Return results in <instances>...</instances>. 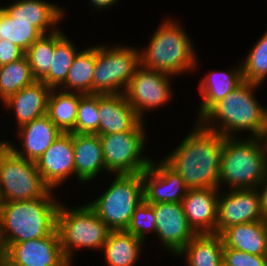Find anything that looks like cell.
Returning a JSON list of instances; mask_svg holds the SVG:
<instances>
[{"instance_id":"cell-1","label":"cell","mask_w":267,"mask_h":266,"mask_svg":"<svg viewBox=\"0 0 267 266\" xmlns=\"http://www.w3.org/2000/svg\"><path fill=\"white\" fill-rule=\"evenodd\" d=\"M193 131L163 161L188 189H219V172L225 137L196 121Z\"/></svg>"},{"instance_id":"cell-2","label":"cell","mask_w":267,"mask_h":266,"mask_svg":"<svg viewBox=\"0 0 267 266\" xmlns=\"http://www.w3.org/2000/svg\"><path fill=\"white\" fill-rule=\"evenodd\" d=\"M259 86L257 83L244 81L196 120L204 128L218 132L224 137H235L236 132L249 130L252 134L250 137L264 138L267 109L254 97L255 88Z\"/></svg>"},{"instance_id":"cell-3","label":"cell","mask_w":267,"mask_h":266,"mask_svg":"<svg viewBox=\"0 0 267 266\" xmlns=\"http://www.w3.org/2000/svg\"><path fill=\"white\" fill-rule=\"evenodd\" d=\"M50 189L43 197L2 203L0 209V253L10 244L43 238L56 230L60 202Z\"/></svg>"},{"instance_id":"cell-4","label":"cell","mask_w":267,"mask_h":266,"mask_svg":"<svg viewBox=\"0 0 267 266\" xmlns=\"http://www.w3.org/2000/svg\"><path fill=\"white\" fill-rule=\"evenodd\" d=\"M190 37L176 20L166 19L153 33L148 47L139 50L140 66L169 75L192 71L197 56Z\"/></svg>"},{"instance_id":"cell-5","label":"cell","mask_w":267,"mask_h":266,"mask_svg":"<svg viewBox=\"0 0 267 266\" xmlns=\"http://www.w3.org/2000/svg\"><path fill=\"white\" fill-rule=\"evenodd\" d=\"M267 171V144L264 138L225 137L219 172V189L257 188Z\"/></svg>"},{"instance_id":"cell-6","label":"cell","mask_w":267,"mask_h":266,"mask_svg":"<svg viewBox=\"0 0 267 266\" xmlns=\"http://www.w3.org/2000/svg\"><path fill=\"white\" fill-rule=\"evenodd\" d=\"M59 205L56 217V230L65 258L71 264L77 249L101 250L112 231L88 205L69 209Z\"/></svg>"},{"instance_id":"cell-7","label":"cell","mask_w":267,"mask_h":266,"mask_svg":"<svg viewBox=\"0 0 267 266\" xmlns=\"http://www.w3.org/2000/svg\"><path fill=\"white\" fill-rule=\"evenodd\" d=\"M143 201L141 173L115 174L106 191L87 204L112 231H122L127 229L135 209Z\"/></svg>"},{"instance_id":"cell-8","label":"cell","mask_w":267,"mask_h":266,"mask_svg":"<svg viewBox=\"0 0 267 266\" xmlns=\"http://www.w3.org/2000/svg\"><path fill=\"white\" fill-rule=\"evenodd\" d=\"M50 188L36 162L16 155L0 140V196L3 203L43 197Z\"/></svg>"},{"instance_id":"cell-9","label":"cell","mask_w":267,"mask_h":266,"mask_svg":"<svg viewBox=\"0 0 267 266\" xmlns=\"http://www.w3.org/2000/svg\"><path fill=\"white\" fill-rule=\"evenodd\" d=\"M139 66L138 48L96 45L92 94L124 93Z\"/></svg>"},{"instance_id":"cell-10","label":"cell","mask_w":267,"mask_h":266,"mask_svg":"<svg viewBox=\"0 0 267 266\" xmlns=\"http://www.w3.org/2000/svg\"><path fill=\"white\" fill-rule=\"evenodd\" d=\"M143 122L131 131L99 136L106 170L111 175L142 173L150 166L152 159L142 155L146 142Z\"/></svg>"},{"instance_id":"cell-11","label":"cell","mask_w":267,"mask_h":266,"mask_svg":"<svg viewBox=\"0 0 267 266\" xmlns=\"http://www.w3.org/2000/svg\"><path fill=\"white\" fill-rule=\"evenodd\" d=\"M170 77L172 76L167 73L142 66L136 69L124 94L142 121L145 110L163 106L171 99Z\"/></svg>"},{"instance_id":"cell-12","label":"cell","mask_w":267,"mask_h":266,"mask_svg":"<svg viewBox=\"0 0 267 266\" xmlns=\"http://www.w3.org/2000/svg\"><path fill=\"white\" fill-rule=\"evenodd\" d=\"M1 266H71L57 230L43 238L10 244L1 253Z\"/></svg>"},{"instance_id":"cell-13","label":"cell","mask_w":267,"mask_h":266,"mask_svg":"<svg viewBox=\"0 0 267 266\" xmlns=\"http://www.w3.org/2000/svg\"><path fill=\"white\" fill-rule=\"evenodd\" d=\"M219 194L216 234L243 223L265 220L257 188L230 189Z\"/></svg>"},{"instance_id":"cell-14","label":"cell","mask_w":267,"mask_h":266,"mask_svg":"<svg viewBox=\"0 0 267 266\" xmlns=\"http://www.w3.org/2000/svg\"><path fill=\"white\" fill-rule=\"evenodd\" d=\"M156 217V235L175 256L197 235L189 226L182 203L150 204Z\"/></svg>"},{"instance_id":"cell-15","label":"cell","mask_w":267,"mask_h":266,"mask_svg":"<svg viewBox=\"0 0 267 266\" xmlns=\"http://www.w3.org/2000/svg\"><path fill=\"white\" fill-rule=\"evenodd\" d=\"M144 201L148 204L181 202L188 188L184 180L163 160L150 166L142 173Z\"/></svg>"},{"instance_id":"cell-16","label":"cell","mask_w":267,"mask_h":266,"mask_svg":"<svg viewBox=\"0 0 267 266\" xmlns=\"http://www.w3.org/2000/svg\"><path fill=\"white\" fill-rule=\"evenodd\" d=\"M74 158L73 133H62L35 162L43 182L53 190L75 175Z\"/></svg>"},{"instance_id":"cell-17","label":"cell","mask_w":267,"mask_h":266,"mask_svg":"<svg viewBox=\"0 0 267 266\" xmlns=\"http://www.w3.org/2000/svg\"><path fill=\"white\" fill-rule=\"evenodd\" d=\"M218 188L188 189L181 201L189 226L196 234H216Z\"/></svg>"},{"instance_id":"cell-18","label":"cell","mask_w":267,"mask_h":266,"mask_svg":"<svg viewBox=\"0 0 267 266\" xmlns=\"http://www.w3.org/2000/svg\"><path fill=\"white\" fill-rule=\"evenodd\" d=\"M22 148L17 149L11 142L3 141L16 155L26 160L37 161L41 155L63 133L47 115L18 128ZM22 150V151H21Z\"/></svg>"},{"instance_id":"cell-19","label":"cell","mask_w":267,"mask_h":266,"mask_svg":"<svg viewBox=\"0 0 267 266\" xmlns=\"http://www.w3.org/2000/svg\"><path fill=\"white\" fill-rule=\"evenodd\" d=\"M141 119L129 105L125 94H99L97 135L131 131Z\"/></svg>"},{"instance_id":"cell-20","label":"cell","mask_w":267,"mask_h":266,"mask_svg":"<svg viewBox=\"0 0 267 266\" xmlns=\"http://www.w3.org/2000/svg\"><path fill=\"white\" fill-rule=\"evenodd\" d=\"M1 8L13 19L31 22L42 35L58 30L57 25L65 17L61 7L44 0H17Z\"/></svg>"},{"instance_id":"cell-21","label":"cell","mask_w":267,"mask_h":266,"mask_svg":"<svg viewBox=\"0 0 267 266\" xmlns=\"http://www.w3.org/2000/svg\"><path fill=\"white\" fill-rule=\"evenodd\" d=\"M52 88L42 81L22 88L3 101L6 109H14L18 127L47 115L48 97Z\"/></svg>"},{"instance_id":"cell-22","label":"cell","mask_w":267,"mask_h":266,"mask_svg":"<svg viewBox=\"0 0 267 266\" xmlns=\"http://www.w3.org/2000/svg\"><path fill=\"white\" fill-rule=\"evenodd\" d=\"M73 151L75 175L82 183L96 178L101 170L108 172L99 135L73 133Z\"/></svg>"},{"instance_id":"cell-23","label":"cell","mask_w":267,"mask_h":266,"mask_svg":"<svg viewBox=\"0 0 267 266\" xmlns=\"http://www.w3.org/2000/svg\"><path fill=\"white\" fill-rule=\"evenodd\" d=\"M220 235L224 248L267 256V219L232 225Z\"/></svg>"},{"instance_id":"cell-24","label":"cell","mask_w":267,"mask_h":266,"mask_svg":"<svg viewBox=\"0 0 267 266\" xmlns=\"http://www.w3.org/2000/svg\"><path fill=\"white\" fill-rule=\"evenodd\" d=\"M228 71L209 72L202 78L198 86L202 96V102L198 109V117L201 118L216 102L225 98L235 88L244 82V77L239 66Z\"/></svg>"},{"instance_id":"cell-25","label":"cell","mask_w":267,"mask_h":266,"mask_svg":"<svg viewBox=\"0 0 267 266\" xmlns=\"http://www.w3.org/2000/svg\"><path fill=\"white\" fill-rule=\"evenodd\" d=\"M220 234H197L176 256L185 255L188 266H223Z\"/></svg>"},{"instance_id":"cell-26","label":"cell","mask_w":267,"mask_h":266,"mask_svg":"<svg viewBox=\"0 0 267 266\" xmlns=\"http://www.w3.org/2000/svg\"><path fill=\"white\" fill-rule=\"evenodd\" d=\"M143 244V240L125 230L111 231L102 248L105 261L108 266H134Z\"/></svg>"},{"instance_id":"cell-27","label":"cell","mask_w":267,"mask_h":266,"mask_svg":"<svg viewBox=\"0 0 267 266\" xmlns=\"http://www.w3.org/2000/svg\"><path fill=\"white\" fill-rule=\"evenodd\" d=\"M80 93L52 88L48 97L47 116L63 133L75 128Z\"/></svg>"},{"instance_id":"cell-28","label":"cell","mask_w":267,"mask_h":266,"mask_svg":"<svg viewBox=\"0 0 267 266\" xmlns=\"http://www.w3.org/2000/svg\"><path fill=\"white\" fill-rule=\"evenodd\" d=\"M95 62L96 45L80 50L73 59L66 81L59 88L67 92L92 94Z\"/></svg>"},{"instance_id":"cell-29","label":"cell","mask_w":267,"mask_h":266,"mask_svg":"<svg viewBox=\"0 0 267 266\" xmlns=\"http://www.w3.org/2000/svg\"><path fill=\"white\" fill-rule=\"evenodd\" d=\"M64 36L61 30L41 35L25 52L33 76L41 81L48 73L52 64L55 44Z\"/></svg>"},{"instance_id":"cell-30","label":"cell","mask_w":267,"mask_h":266,"mask_svg":"<svg viewBox=\"0 0 267 266\" xmlns=\"http://www.w3.org/2000/svg\"><path fill=\"white\" fill-rule=\"evenodd\" d=\"M35 81L25 55L9 64L0 66V101H5L9 96Z\"/></svg>"},{"instance_id":"cell-31","label":"cell","mask_w":267,"mask_h":266,"mask_svg":"<svg viewBox=\"0 0 267 266\" xmlns=\"http://www.w3.org/2000/svg\"><path fill=\"white\" fill-rule=\"evenodd\" d=\"M78 50L74 43L64 35L54 48V55L49 73L41 80L51 88H59L65 81L73 59Z\"/></svg>"},{"instance_id":"cell-32","label":"cell","mask_w":267,"mask_h":266,"mask_svg":"<svg viewBox=\"0 0 267 266\" xmlns=\"http://www.w3.org/2000/svg\"><path fill=\"white\" fill-rule=\"evenodd\" d=\"M42 34L24 19H13L0 7V39L18 45L25 52Z\"/></svg>"},{"instance_id":"cell-33","label":"cell","mask_w":267,"mask_h":266,"mask_svg":"<svg viewBox=\"0 0 267 266\" xmlns=\"http://www.w3.org/2000/svg\"><path fill=\"white\" fill-rule=\"evenodd\" d=\"M241 63L244 81L261 85L267 77V30Z\"/></svg>"},{"instance_id":"cell-34","label":"cell","mask_w":267,"mask_h":266,"mask_svg":"<svg viewBox=\"0 0 267 266\" xmlns=\"http://www.w3.org/2000/svg\"><path fill=\"white\" fill-rule=\"evenodd\" d=\"M99 127V94H81L75 128L70 133L96 134Z\"/></svg>"},{"instance_id":"cell-35","label":"cell","mask_w":267,"mask_h":266,"mask_svg":"<svg viewBox=\"0 0 267 266\" xmlns=\"http://www.w3.org/2000/svg\"><path fill=\"white\" fill-rule=\"evenodd\" d=\"M145 242L147 233H156V217L152 206L143 201L134 211L130 224L125 230Z\"/></svg>"},{"instance_id":"cell-36","label":"cell","mask_w":267,"mask_h":266,"mask_svg":"<svg viewBox=\"0 0 267 266\" xmlns=\"http://www.w3.org/2000/svg\"><path fill=\"white\" fill-rule=\"evenodd\" d=\"M223 266H267V256L252 255L233 248H224Z\"/></svg>"},{"instance_id":"cell-37","label":"cell","mask_w":267,"mask_h":266,"mask_svg":"<svg viewBox=\"0 0 267 266\" xmlns=\"http://www.w3.org/2000/svg\"><path fill=\"white\" fill-rule=\"evenodd\" d=\"M24 55L25 51L22 50L18 45L5 39H0V66L18 60Z\"/></svg>"},{"instance_id":"cell-38","label":"cell","mask_w":267,"mask_h":266,"mask_svg":"<svg viewBox=\"0 0 267 266\" xmlns=\"http://www.w3.org/2000/svg\"><path fill=\"white\" fill-rule=\"evenodd\" d=\"M262 190H261V188ZM260 188V189H259ZM260 195L261 211L265 219H267V171L263 180L257 186Z\"/></svg>"},{"instance_id":"cell-39","label":"cell","mask_w":267,"mask_h":266,"mask_svg":"<svg viewBox=\"0 0 267 266\" xmlns=\"http://www.w3.org/2000/svg\"><path fill=\"white\" fill-rule=\"evenodd\" d=\"M91 4L93 5L92 7L96 9H103V8H108L112 5H114L118 0H90Z\"/></svg>"},{"instance_id":"cell-40","label":"cell","mask_w":267,"mask_h":266,"mask_svg":"<svg viewBox=\"0 0 267 266\" xmlns=\"http://www.w3.org/2000/svg\"><path fill=\"white\" fill-rule=\"evenodd\" d=\"M264 140H265V142L267 144V128H266V133H265V136H264Z\"/></svg>"},{"instance_id":"cell-41","label":"cell","mask_w":267,"mask_h":266,"mask_svg":"<svg viewBox=\"0 0 267 266\" xmlns=\"http://www.w3.org/2000/svg\"><path fill=\"white\" fill-rule=\"evenodd\" d=\"M2 199H1V196H0V209H1V206H2Z\"/></svg>"}]
</instances>
